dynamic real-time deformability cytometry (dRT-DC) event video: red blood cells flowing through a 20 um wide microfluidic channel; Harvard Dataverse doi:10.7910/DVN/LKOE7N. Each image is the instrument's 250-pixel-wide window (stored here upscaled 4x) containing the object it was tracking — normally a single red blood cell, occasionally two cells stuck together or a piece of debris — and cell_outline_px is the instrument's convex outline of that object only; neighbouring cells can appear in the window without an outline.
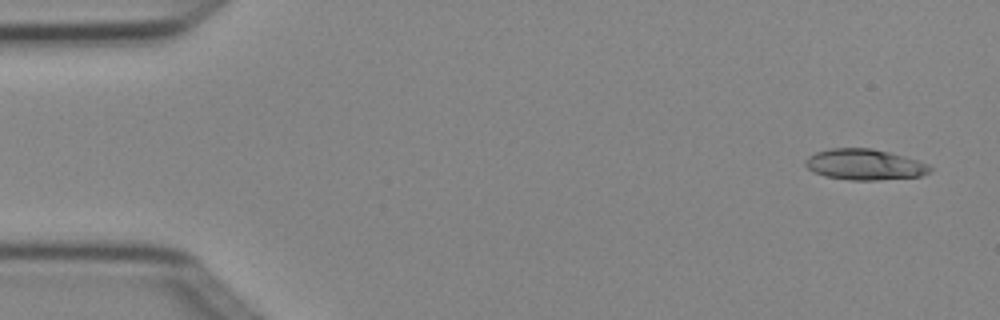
{"species": "Egyptian fruit bat (a non-hibernating species)", "species_latin": "Rousettus aegyptiacus", "temperature_condition": "cold", "stored_images_in_passage": 3, "camera_frame_rate_fps": 3000, "um_per_image_px": 0.085, "animal": {"sex": "female"}, "frame": {"image": 1, "passage_image": 1, "time_ms": 0.0, "image_size_px": [1000, 320], "cell_outline_px": [[932, 168], [928, 172], [920, 176], [880, 180], [852, 180], [824, 176], [812, 172], [804, 164], [804, 160], [808, 156], [816, 152], [832, 148], [872, 148], [904, 156], [928, 164]], "centroid_in_image_um": [73.45, 13.98], "position_along_channel_um": 11.6, "area_um2": 22.37}}